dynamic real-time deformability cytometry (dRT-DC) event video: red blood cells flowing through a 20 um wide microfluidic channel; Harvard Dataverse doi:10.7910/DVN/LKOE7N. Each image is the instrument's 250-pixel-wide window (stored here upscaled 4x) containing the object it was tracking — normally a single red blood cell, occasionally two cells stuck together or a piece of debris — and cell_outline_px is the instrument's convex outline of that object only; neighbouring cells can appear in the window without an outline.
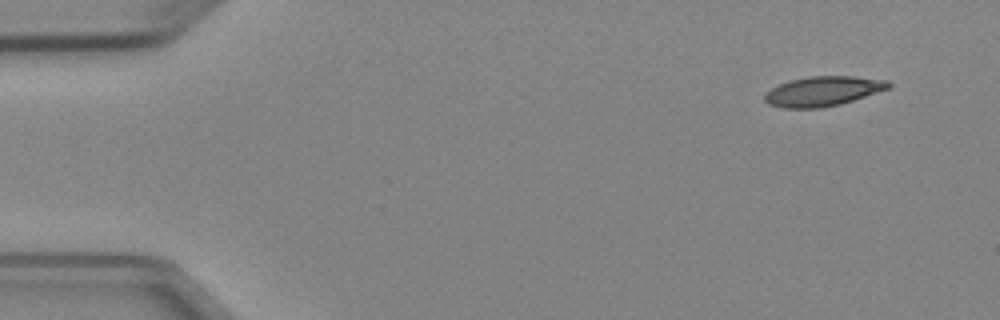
{"species": "Egyptian fruit bat (a non-hibernating species)", "species_latin": "Rousettus aegyptiacus", "temperature_condition": "cold", "stored_images_in_passage": 4, "camera_frame_rate_fps": 3000, "um_per_image_px": 0.085, "animal": {"sex": "female"}, "frame": {"image": 1, "passage_image": 1, "time_ms": 0.0, "image_size_px": [1000, 320], "cell_outline_px": [[892, 88], [840, 104], [820, 108], [784, 108], [768, 104], [764, 100], [764, 96], [772, 88], [780, 84], [792, 80], [808, 76], [852, 76], [888, 80], [892, 84]], "centroid_in_image_um": [70.0, 7.75], "position_along_channel_um": 15.0, "area_um2": 21.44}}
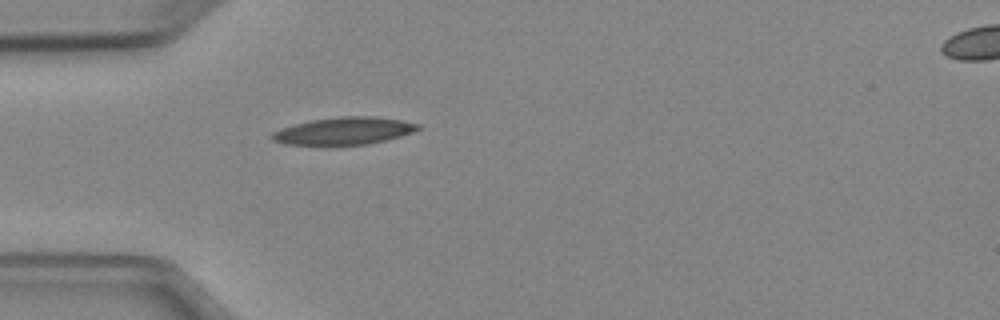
{"frame": {"image": 2, "passage_image": 4, "time_ms": 3.667, "image_size_px": [1000, 320], "cell_outline_px": [[420, 128], [412, 132], [388, 140], [368, 144], [284, 144], [272, 140], [268, 136], [272, 132], [280, 128], [312, 120], [340, 116], [376, 116], [400, 120], [420, 124]], "centroid_in_image_um": [29.23, 11.12], "position_along_channel_um": 55.8, "area_um2": 23.12}}